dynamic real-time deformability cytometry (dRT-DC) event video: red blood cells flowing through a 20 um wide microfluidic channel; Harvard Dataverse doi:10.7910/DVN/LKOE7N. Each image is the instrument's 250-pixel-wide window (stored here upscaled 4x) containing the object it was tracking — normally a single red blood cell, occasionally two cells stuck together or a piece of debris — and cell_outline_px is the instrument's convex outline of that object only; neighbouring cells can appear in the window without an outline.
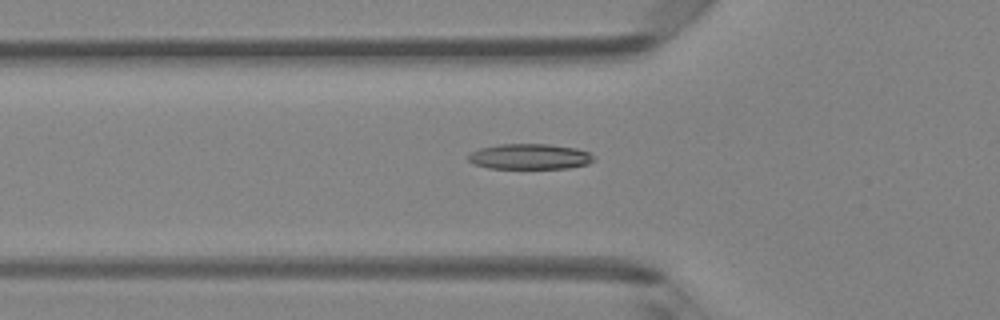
{"species": "Egyptian fruit bat (a non-hibernating species)", "species_latin": "Rousettus aegyptiacus", "temperature_condition": "room temperature", "stored_images_in_passage": 49, "camera_frame_rate_fps": 3000, "um_per_image_px": 0.085, "animal": {"sex": "female"}, "frame": {"image": 1, "passage_image": 17, "time_ms": 5.333, "image_size_px": [1000, 320], "cell_outline_px": [[596, 160], [588, 164], [568, 168], [488, 168], [476, 164], [468, 160], [468, 156], [472, 152], [480, 148], [500, 144], [548, 144], [576, 148], [588, 152]], "centroid_in_image_um": [45.05, 13.31], "position_along_channel_um": 80.7, "area_um2": 18.5}}
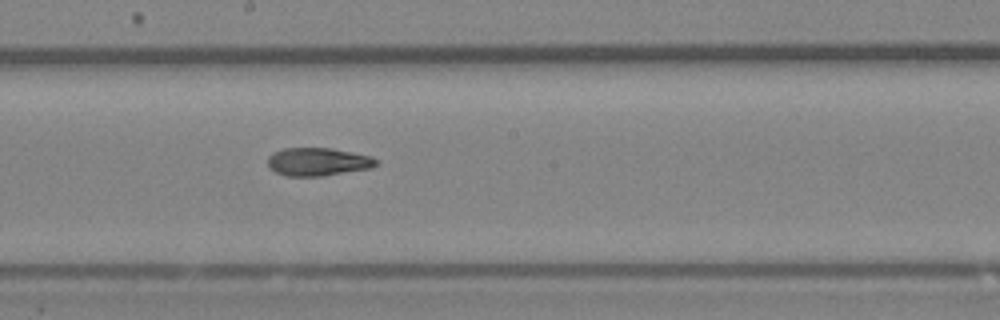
{"frame": {"image": 2, "passage_image": 27, "time_ms": 8.667, "image_size_px": [1000, 320], "cell_outline_px": [[376, 164], [372, 168], [320, 176], [288, 176], [276, 172], [268, 168], [268, 156], [272, 152], [284, 148], [332, 148], [372, 156], [376, 160]], "centroid_in_image_um": [26.99, 13.74], "position_along_channel_um": 221.2, "area_um2": 17.74}}
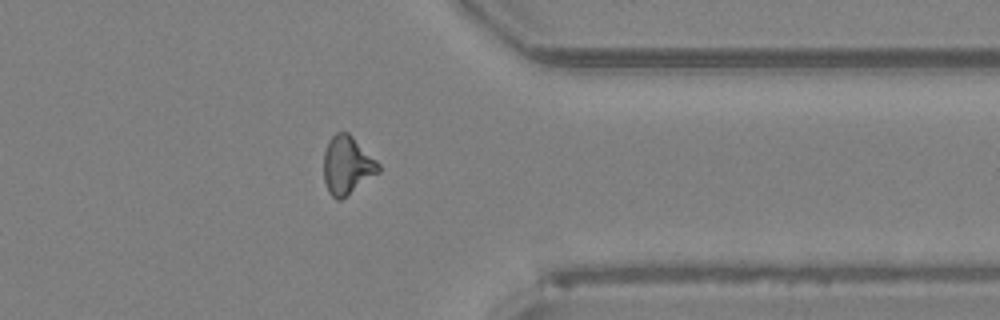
{"frame": {"image": 3, "passage_image": 39, "time_ms": 12.667, "image_size_px": [1000, 320], "cell_outline_px": [[380, 172], [340, 200], [336, 200], [328, 192], [324, 180], [324, 152], [328, 140], [336, 132], [348, 132], [380, 164]], "centroid_in_image_um": [29.5, 14.05], "position_along_channel_um": 381.9, "area_um2": 18.5}, "authors_computed_cell_mechanics": {"area_um2": 18.3804, "velocity_mm_per_s": 4.2192, "shape_relaxation_time_tau1_ms": null, "shape_relaxation_time_tau2_ms": 4.3659, "deformation_change_tau1": null, "deformation_change_tau2": 0.1097}}